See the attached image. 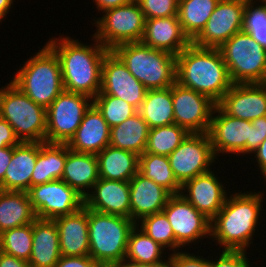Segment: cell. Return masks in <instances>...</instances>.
<instances>
[{"label": "cell", "instance_id": "cell-47", "mask_svg": "<svg viewBox=\"0 0 266 267\" xmlns=\"http://www.w3.org/2000/svg\"><path fill=\"white\" fill-rule=\"evenodd\" d=\"M13 155V147L0 148V183L4 180V175Z\"/></svg>", "mask_w": 266, "mask_h": 267}, {"label": "cell", "instance_id": "cell-35", "mask_svg": "<svg viewBox=\"0 0 266 267\" xmlns=\"http://www.w3.org/2000/svg\"><path fill=\"white\" fill-rule=\"evenodd\" d=\"M165 249L135 225L128 238L125 260L137 263L169 262L161 259Z\"/></svg>", "mask_w": 266, "mask_h": 267}, {"label": "cell", "instance_id": "cell-29", "mask_svg": "<svg viewBox=\"0 0 266 267\" xmlns=\"http://www.w3.org/2000/svg\"><path fill=\"white\" fill-rule=\"evenodd\" d=\"M67 158V144L38 142V157L31 186L61 179Z\"/></svg>", "mask_w": 266, "mask_h": 267}, {"label": "cell", "instance_id": "cell-22", "mask_svg": "<svg viewBox=\"0 0 266 267\" xmlns=\"http://www.w3.org/2000/svg\"><path fill=\"white\" fill-rule=\"evenodd\" d=\"M141 42L177 56L192 41L184 33L178 16L146 19Z\"/></svg>", "mask_w": 266, "mask_h": 267}, {"label": "cell", "instance_id": "cell-16", "mask_svg": "<svg viewBox=\"0 0 266 267\" xmlns=\"http://www.w3.org/2000/svg\"><path fill=\"white\" fill-rule=\"evenodd\" d=\"M147 89L127 69L123 61L110 50L102 64L101 89L98 94L117 97L140 109Z\"/></svg>", "mask_w": 266, "mask_h": 267}, {"label": "cell", "instance_id": "cell-37", "mask_svg": "<svg viewBox=\"0 0 266 267\" xmlns=\"http://www.w3.org/2000/svg\"><path fill=\"white\" fill-rule=\"evenodd\" d=\"M33 244V223L3 231L0 234V251L29 261Z\"/></svg>", "mask_w": 266, "mask_h": 267}, {"label": "cell", "instance_id": "cell-13", "mask_svg": "<svg viewBox=\"0 0 266 267\" xmlns=\"http://www.w3.org/2000/svg\"><path fill=\"white\" fill-rule=\"evenodd\" d=\"M174 123L189 133H208L211 117L217 105L208 96L184 87L178 82L171 86Z\"/></svg>", "mask_w": 266, "mask_h": 267}, {"label": "cell", "instance_id": "cell-17", "mask_svg": "<svg viewBox=\"0 0 266 267\" xmlns=\"http://www.w3.org/2000/svg\"><path fill=\"white\" fill-rule=\"evenodd\" d=\"M217 113L218 115H215ZM250 129L251 121L231 117L216 105L208 131L215 156L220 153L246 154V144L250 141Z\"/></svg>", "mask_w": 266, "mask_h": 267}, {"label": "cell", "instance_id": "cell-28", "mask_svg": "<svg viewBox=\"0 0 266 267\" xmlns=\"http://www.w3.org/2000/svg\"><path fill=\"white\" fill-rule=\"evenodd\" d=\"M99 178L129 182L139 172V155L106 146L97 155Z\"/></svg>", "mask_w": 266, "mask_h": 267}, {"label": "cell", "instance_id": "cell-23", "mask_svg": "<svg viewBox=\"0 0 266 267\" xmlns=\"http://www.w3.org/2000/svg\"><path fill=\"white\" fill-rule=\"evenodd\" d=\"M130 218L138 223L147 215L161 212L171 194L138 172L130 181Z\"/></svg>", "mask_w": 266, "mask_h": 267}, {"label": "cell", "instance_id": "cell-1", "mask_svg": "<svg viewBox=\"0 0 266 267\" xmlns=\"http://www.w3.org/2000/svg\"><path fill=\"white\" fill-rule=\"evenodd\" d=\"M92 37L93 46L62 35L49 39L46 44L59 58L64 89L93 99L100 92L102 64L110 50Z\"/></svg>", "mask_w": 266, "mask_h": 267}, {"label": "cell", "instance_id": "cell-30", "mask_svg": "<svg viewBox=\"0 0 266 267\" xmlns=\"http://www.w3.org/2000/svg\"><path fill=\"white\" fill-rule=\"evenodd\" d=\"M36 219L28 192L0 190V234Z\"/></svg>", "mask_w": 266, "mask_h": 267}, {"label": "cell", "instance_id": "cell-38", "mask_svg": "<svg viewBox=\"0 0 266 267\" xmlns=\"http://www.w3.org/2000/svg\"><path fill=\"white\" fill-rule=\"evenodd\" d=\"M138 222L136 226L163 248L168 247L172 253L183 248L176 242L171 224L163 211L147 215Z\"/></svg>", "mask_w": 266, "mask_h": 267}, {"label": "cell", "instance_id": "cell-5", "mask_svg": "<svg viewBox=\"0 0 266 267\" xmlns=\"http://www.w3.org/2000/svg\"><path fill=\"white\" fill-rule=\"evenodd\" d=\"M147 90L166 89L176 82V56L140 42L117 45L112 50Z\"/></svg>", "mask_w": 266, "mask_h": 267}, {"label": "cell", "instance_id": "cell-4", "mask_svg": "<svg viewBox=\"0 0 266 267\" xmlns=\"http://www.w3.org/2000/svg\"><path fill=\"white\" fill-rule=\"evenodd\" d=\"M11 82L45 109L65 90L59 58L47 44L21 66Z\"/></svg>", "mask_w": 266, "mask_h": 267}, {"label": "cell", "instance_id": "cell-33", "mask_svg": "<svg viewBox=\"0 0 266 267\" xmlns=\"http://www.w3.org/2000/svg\"><path fill=\"white\" fill-rule=\"evenodd\" d=\"M220 0H179L178 18L184 33L192 41L205 27Z\"/></svg>", "mask_w": 266, "mask_h": 267}, {"label": "cell", "instance_id": "cell-34", "mask_svg": "<svg viewBox=\"0 0 266 267\" xmlns=\"http://www.w3.org/2000/svg\"><path fill=\"white\" fill-rule=\"evenodd\" d=\"M139 172L165 188L171 195L180 194L181 185L173 174L168 156L152 153L139 155Z\"/></svg>", "mask_w": 266, "mask_h": 267}, {"label": "cell", "instance_id": "cell-9", "mask_svg": "<svg viewBox=\"0 0 266 267\" xmlns=\"http://www.w3.org/2000/svg\"><path fill=\"white\" fill-rule=\"evenodd\" d=\"M104 12L102 17L94 20L97 30L93 36L105 48L113 50L123 43L141 41L146 18L136 0Z\"/></svg>", "mask_w": 266, "mask_h": 267}, {"label": "cell", "instance_id": "cell-6", "mask_svg": "<svg viewBox=\"0 0 266 267\" xmlns=\"http://www.w3.org/2000/svg\"><path fill=\"white\" fill-rule=\"evenodd\" d=\"M136 223L131 218L88 209L89 256L102 267L125 260L128 238Z\"/></svg>", "mask_w": 266, "mask_h": 267}, {"label": "cell", "instance_id": "cell-8", "mask_svg": "<svg viewBox=\"0 0 266 267\" xmlns=\"http://www.w3.org/2000/svg\"><path fill=\"white\" fill-rule=\"evenodd\" d=\"M218 49L233 84L266 83V49L249 33H235Z\"/></svg>", "mask_w": 266, "mask_h": 267}, {"label": "cell", "instance_id": "cell-10", "mask_svg": "<svg viewBox=\"0 0 266 267\" xmlns=\"http://www.w3.org/2000/svg\"><path fill=\"white\" fill-rule=\"evenodd\" d=\"M93 99L64 90L46 109V142L67 144L82 122Z\"/></svg>", "mask_w": 266, "mask_h": 267}, {"label": "cell", "instance_id": "cell-45", "mask_svg": "<svg viewBox=\"0 0 266 267\" xmlns=\"http://www.w3.org/2000/svg\"><path fill=\"white\" fill-rule=\"evenodd\" d=\"M54 267H102L91 256H61Z\"/></svg>", "mask_w": 266, "mask_h": 267}, {"label": "cell", "instance_id": "cell-41", "mask_svg": "<svg viewBox=\"0 0 266 267\" xmlns=\"http://www.w3.org/2000/svg\"><path fill=\"white\" fill-rule=\"evenodd\" d=\"M146 19L177 16L178 0H136Z\"/></svg>", "mask_w": 266, "mask_h": 267}, {"label": "cell", "instance_id": "cell-15", "mask_svg": "<svg viewBox=\"0 0 266 267\" xmlns=\"http://www.w3.org/2000/svg\"><path fill=\"white\" fill-rule=\"evenodd\" d=\"M173 229L176 242L182 247L198 242L201 238H210V223L181 194L171 195L162 210Z\"/></svg>", "mask_w": 266, "mask_h": 267}, {"label": "cell", "instance_id": "cell-14", "mask_svg": "<svg viewBox=\"0 0 266 267\" xmlns=\"http://www.w3.org/2000/svg\"><path fill=\"white\" fill-rule=\"evenodd\" d=\"M246 0H220L194 45L219 48L235 33L242 31Z\"/></svg>", "mask_w": 266, "mask_h": 267}, {"label": "cell", "instance_id": "cell-44", "mask_svg": "<svg viewBox=\"0 0 266 267\" xmlns=\"http://www.w3.org/2000/svg\"><path fill=\"white\" fill-rule=\"evenodd\" d=\"M266 139V116L251 121L250 141L246 144V154L254 153Z\"/></svg>", "mask_w": 266, "mask_h": 267}, {"label": "cell", "instance_id": "cell-7", "mask_svg": "<svg viewBox=\"0 0 266 267\" xmlns=\"http://www.w3.org/2000/svg\"><path fill=\"white\" fill-rule=\"evenodd\" d=\"M0 116L12 126L20 142H46V109L11 81L0 88Z\"/></svg>", "mask_w": 266, "mask_h": 267}, {"label": "cell", "instance_id": "cell-12", "mask_svg": "<svg viewBox=\"0 0 266 267\" xmlns=\"http://www.w3.org/2000/svg\"><path fill=\"white\" fill-rule=\"evenodd\" d=\"M28 195L36 218L40 219L73 214L85 205V198L62 179L31 186Z\"/></svg>", "mask_w": 266, "mask_h": 267}, {"label": "cell", "instance_id": "cell-25", "mask_svg": "<svg viewBox=\"0 0 266 267\" xmlns=\"http://www.w3.org/2000/svg\"><path fill=\"white\" fill-rule=\"evenodd\" d=\"M37 157L38 142H21L13 147V155L4 180L0 183V190L28 192Z\"/></svg>", "mask_w": 266, "mask_h": 267}, {"label": "cell", "instance_id": "cell-18", "mask_svg": "<svg viewBox=\"0 0 266 267\" xmlns=\"http://www.w3.org/2000/svg\"><path fill=\"white\" fill-rule=\"evenodd\" d=\"M217 106L227 115L242 120L266 116V83L233 84Z\"/></svg>", "mask_w": 266, "mask_h": 267}, {"label": "cell", "instance_id": "cell-27", "mask_svg": "<svg viewBox=\"0 0 266 267\" xmlns=\"http://www.w3.org/2000/svg\"><path fill=\"white\" fill-rule=\"evenodd\" d=\"M61 179L85 198L90 193L89 189L92 190L99 179L97 156L72 151L67 146V158Z\"/></svg>", "mask_w": 266, "mask_h": 267}, {"label": "cell", "instance_id": "cell-53", "mask_svg": "<svg viewBox=\"0 0 266 267\" xmlns=\"http://www.w3.org/2000/svg\"><path fill=\"white\" fill-rule=\"evenodd\" d=\"M257 1H260L262 3H266V0H257Z\"/></svg>", "mask_w": 266, "mask_h": 267}, {"label": "cell", "instance_id": "cell-32", "mask_svg": "<svg viewBox=\"0 0 266 267\" xmlns=\"http://www.w3.org/2000/svg\"><path fill=\"white\" fill-rule=\"evenodd\" d=\"M138 112L149 128L174 124L171 87L147 90Z\"/></svg>", "mask_w": 266, "mask_h": 267}, {"label": "cell", "instance_id": "cell-24", "mask_svg": "<svg viewBox=\"0 0 266 267\" xmlns=\"http://www.w3.org/2000/svg\"><path fill=\"white\" fill-rule=\"evenodd\" d=\"M58 228L61 256H88V208L53 219Z\"/></svg>", "mask_w": 266, "mask_h": 267}, {"label": "cell", "instance_id": "cell-36", "mask_svg": "<svg viewBox=\"0 0 266 267\" xmlns=\"http://www.w3.org/2000/svg\"><path fill=\"white\" fill-rule=\"evenodd\" d=\"M189 134L175 123L150 128L144 153L169 156Z\"/></svg>", "mask_w": 266, "mask_h": 267}, {"label": "cell", "instance_id": "cell-20", "mask_svg": "<svg viewBox=\"0 0 266 267\" xmlns=\"http://www.w3.org/2000/svg\"><path fill=\"white\" fill-rule=\"evenodd\" d=\"M85 197V206L96 212L130 218V185L99 178Z\"/></svg>", "mask_w": 266, "mask_h": 267}, {"label": "cell", "instance_id": "cell-51", "mask_svg": "<svg viewBox=\"0 0 266 267\" xmlns=\"http://www.w3.org/2000/svg\"><path fill=\"white\" fill-rule=\"evenodd\" d=\"M116 267H170V263L169 262L137 263L133 261L124 260L122 263L118 264Z\"/></svg>", "mask_w": 266, "mask_h": 267}, {"label": "cell", "instance_id": "cell-31", "mask_svg": "<svg viewBox=\"0 0 266 267\" xmlns=\"http://www.w3.org/2000/svg\"><path fill=\"white\" fill-rule=\"evenodd\" d=\"M149 126L139 112L110 128V146L141 155L144 153Z\"/></svg>", "mask_w": 266, "mask_h": 267}, {"label": "cell", "instance_id": "cell-26", "mask_svg": "<svg viewBox=\"0 0 266 267\" xmlns=\"http://www.w3.org/2000/svg\"><path fill=\"white\" fill-rule=\"evenodd\" d=\"M61 257L59 233L54 220L33 221V244L29 267H54Z\"/></svg>", "mask_w": 266, "mask_h": 267}, {"label": "cell", "instance_id": "cell-39", "mask_svg": "<svg viewBox=\"0 0 266 267\" xmlns=\"http://www.w3.org/2000/svg\"><path fill=\"white\" fill-rule=\"evenodd\" d=\"M93 104L102 113L110 128L121 124L138 112L134 106L126 101L106 94H97L93 98Z\"/></svg>", "mask_w": 266, "mask_h": 267}, {"label": "cell", "instance_id": "cell-48", "mask_svg": "<svg viewBox=\"0 0 266 267\" xmlns=\"http://www.w3.org/2000/svg\"><path fill=\"white\" fill-rule=\"evenodd\" d=\"M0 267H29V263L0 251Z\"/></svg>", "mask_w": 266, "mask_h": 267}, {"label": "cell", "instance_id": "cell-40", "mask_svg": "<svg viewBox=\"0 0 266 267\" xmlns=\"http://www.w3.org/2000/svg\"><path fill=\"white\" fill-rule=\"evenodd\" d=\"M255 2L257 1L246 0L242 30L266 49V3L261 2V5L254 7Z\"/></svg>", "mask_w": 266, "mask_h": 267}, {"label": "cell", "instance_id": "cell-49", "mask_svg": "<svg viewBox=\"0 0 266 267\" xmlns=\"http://www.w3.org/2000/svg\"><path fill=\"white\" fill-rule=\"evenodd\" d=\"M133 0H93L95 2L96 8L104 13L105 10L116 8L118 6H123L131 3Z\"/></svg>", "mask_w": 266, "mask_h": 267}, {"label": "cell", "instance_id": "cell-21", "mask_svg": "<svg viewBox=\"0 0 266 267\" xmlns=\"http://www.w3.org/2000/svg\"><path fill=\"white\" fill-rule=\"evenodd\" d=\"M109 145L110 127L102 113L92 104L67 146L72 151L97 155Z\"/></svg>", "mask_w": 266, "mask_h": 267}, {"label": "cell", "instance_id": "cell-42", "mask_svg": "<svg viewBox=\"0 0 266 267\" xmlns=\"http://www.w3.org/2000/svg\"><path fill=\"white\" fill-rule=\"evenodd\" d=\"M247 251L222 250V253L213 260H210V267H252L247 258Z\"/></svg>", "mask_w": 266, "mask_h": 267}, {"label": "cell", "instance_id": "cell-19", "mask_svg": "<svg viewBox=\"0 0 266 267\" xmlns=\"http://www.w3.org/2000/svg\"><path fill=\"white\" fill-rule=\"evenodd\" d=\"M219 179L210 170L186 181L181 186L180 194L210 221L224 206L228 196L226 187Z\"/></svg>", "mask_w": 266, "mask_h": 267}, {"label": "cell", "instance_id": "cell-43", "mask_svg": "<svg viewBox=\"0 0 266 267\" xmlns=\"http://www.w3.org/2000/svg\"><path fill=\"white\" fill-rule=\"evenodd\" d=\"M202 257V258H200ZM170 267H210V260L203 256H195L186 251H176L168 255Z\"/></svg>", "mask_w": 266, "mask_h": 267}, {"label": "cell", "instance_id": "cell-3", "mask_svg": "<svg viewBox=\"0 0 266 267\" xmlns=\"http://www.w3.org/2000/svg\"><path fill=\"white\" fill-rule=\"evenodd\" d=\"M176 82L216 104L233 85L220 50L192 42L176 56Z\"/></svg>", "mask_w": 266, "mask_h": 267}, {"label": "cell", "instance_id": "cell-52", "mask_svg": "<svg viewBox=\"0 0 266 267\" xmlns=\"http://www.w3.org/2000/svg\"><path fill=\"white\" fill-rule=\"evenodd\" d=\"M12 3H14L13 0H0V22L3 21L2 19L4 18V16L6 17L9 9L12 8Z\"/></svg>", "mask_w": 266, "mask_h": 267}, {"label": "cell", "instance_id": "cell-11", "mask_svg": "<svg viewBox=\"0 0 266 267\" xmlns=\"http://www.w3.org/2000/svg\"><path fill=\"white\" fill-rule=\"evenodd\" d=\"M168 159L176 180L182 186L186 181L210 171L218 158L208 133H190Z\"/></svg>", "mask_w": 266, "mask_h": 267}, {"label": "cell", "instance_id": "cell-46", "mask_svg": "<svg viewBox=\"0 0 266 267\" xmlns=\"http://www.w3.org/2000/svg\"><path fill=\"white\" fill-rule=\"evenodd\" d=\"M20 143L12 126L0 116V148L15 147Z\"/></svg>", "mask_w": 266, "mask_h": 267}, {"label": "cell", "instance_id": "cell-50", "mask_svg": "<svg viewBox=\"0 0 266 267\" xmlns=\"http://www.w3.org/2000/svg\"><path fill=\"white\" fill-rule=\"evenodd\" d=\"M255 154L256 162L258 163L259 170L263 176L266 175V139L259 145V147L253 153Z\"/></svg>", "mask_w": 266, "mask_h": 267}, {"label": "cell", "instance_id": "cell-2", "mask_svg": "<svg viewBox=\"0 0 266 267\" xmlns=\"http://www.w3.org/2000/svg\"><path fill=\"white\" fill-rule=\"evenodd\" d=\"M226 198L224 206L211 220L210 239L222 250L246 251L252 242L261 214L263 192H236Z\"/></svg>", "mask_w": 266, "mask_h": 267}]
</instances>
